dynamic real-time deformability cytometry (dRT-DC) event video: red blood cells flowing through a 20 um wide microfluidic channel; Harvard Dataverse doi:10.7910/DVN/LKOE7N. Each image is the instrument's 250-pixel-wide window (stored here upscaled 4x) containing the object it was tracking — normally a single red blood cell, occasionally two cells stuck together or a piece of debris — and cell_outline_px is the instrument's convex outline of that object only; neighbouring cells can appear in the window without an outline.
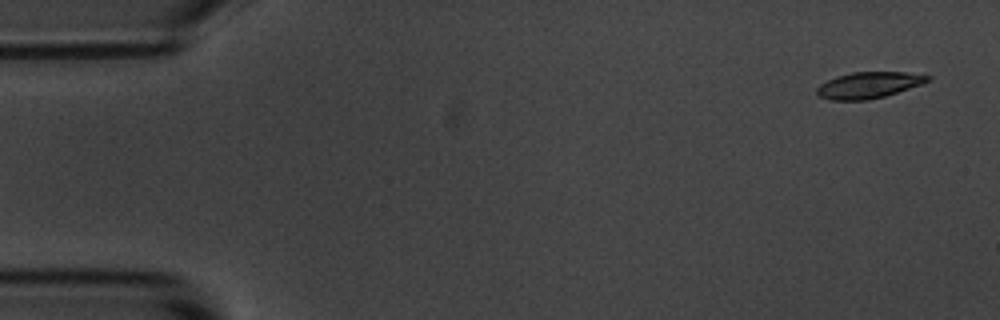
{"species": "common noctule bat (a hibernating species)", "species_latin": "Nyctalus noctula", "temperature_condition": "room temperature", "stored_images_in_passage": 4, "camera_frame_rate_fps": 3000, "um_per_image_px": 0.085, "animal": {"sex": "male", "body_mass_g": 20.1, "forearm_length_mm": 53.5}, "frame": {"image": 1, "passage_image": 1, "time_ms": 0.0, "image_size_px": [1000, 320], "cell_outline_px": [[932, 80], [884, 96], [868, 100], [832, 100], [820, 96], [816, 92], [816, 88], [820, 84], [836, 76], [852, 72], [904, 72], [932, 76]], "centroid_in_image_um": [73.82, 7.22], "position_along_channel_um": 11.2, "area_um2": 16.76}}
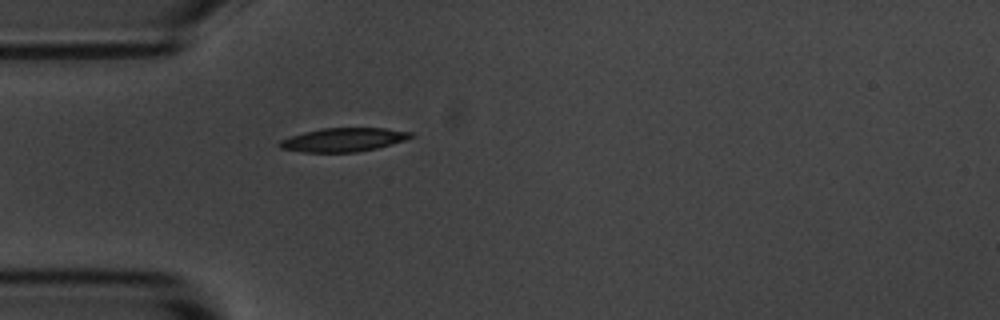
{"frame": {"image": 2, "passage_image": 4, "time_ms": 1.0, "image_size_px": [1000, 320], "cell_outline_px": [[416, 136], [404, 140], [376, 148], [356, 152], [304, 152], [280, 148], [276, 144], [280, 140], [304, 132], [320, 128], [384, 128], [412, 132]], "centroid_in_image_um": [29.18, 11.87], "position_along_channel_um": 55.8, "area_um2": 18.03}}